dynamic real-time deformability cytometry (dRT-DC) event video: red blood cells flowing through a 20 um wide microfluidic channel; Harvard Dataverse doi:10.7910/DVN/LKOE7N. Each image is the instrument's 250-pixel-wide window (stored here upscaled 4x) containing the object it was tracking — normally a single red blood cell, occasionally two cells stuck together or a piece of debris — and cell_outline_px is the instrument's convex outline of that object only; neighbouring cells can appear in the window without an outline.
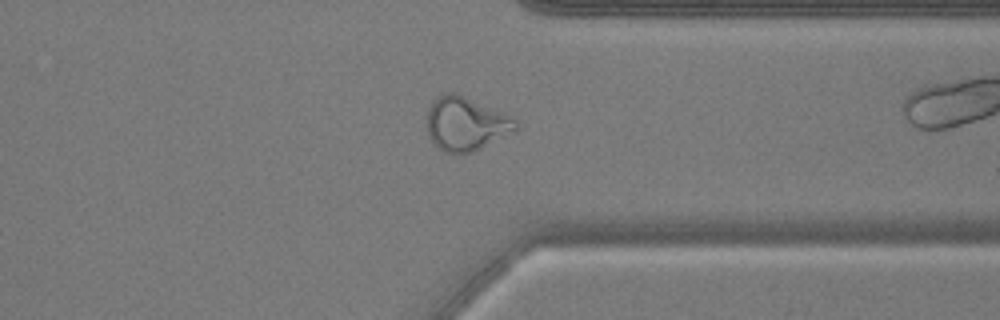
{"species": "common noctule bat (a hibernating species)", "species_latin": "Nyctalus noctula", "temperature_condition": "warm", "stored_images_in_passage": 40, "camera_frame_rate_fps": 3000, "um_per_image_px": 0.085, "animal": {"sex": "male", "body_mass_g": 17.9, "forearm_length_mm": 54.2}, "frame": {"image": 1, "passage_image": 29, "time_ms": 9.333, "image_size_px": [1000, 320], "cell_outline_px": [[520, 124], [516, 132], [472, 152], [452, 156], [444, 152], [428, 136], [428, 108], [432, 100], [436, 96], [444, 92], [452, 92], [504, 112], [512, 116]], "centroid_in_image_um": [39.63, 10.54], "position_along_channel_um": 371.8, "area_um2": 28.21}, "authors_computed_cell_mechanics": {"area_um2": 25.7499, "velocity_mm_per_s": 3.8306, "shape_relaxation_time_tau1_ms": null, "shape_relaxation_time_tau2_ms": 1.1341, "deformation_change_tau1": null, "deformation_change_tau2": 0.0989}}